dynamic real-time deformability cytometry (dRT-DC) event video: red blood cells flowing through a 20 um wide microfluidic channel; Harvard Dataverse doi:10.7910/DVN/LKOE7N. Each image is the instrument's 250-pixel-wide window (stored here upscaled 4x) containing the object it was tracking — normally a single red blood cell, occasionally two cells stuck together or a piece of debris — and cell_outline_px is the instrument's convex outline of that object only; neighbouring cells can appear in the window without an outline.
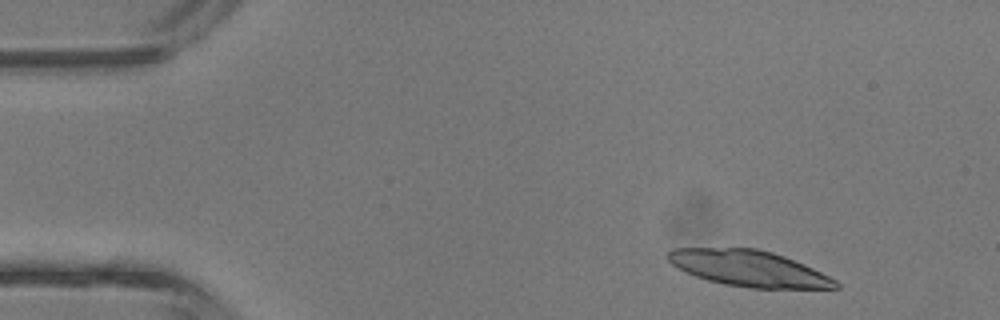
{"species": "common noctule bat (a hibernating species)", "species_latin": "Nyctalus noctula", "temperature_condition": "room temperature", "stored_images_in_passage": 40, "camera_frame_rate_fps": 3000, "um_per_image_px": 0.085, "animal": {"sex": "male", "body_mass_g": 13.3}, "frame": {"image": 1, "passage_image": 3, "time_ms": 0.667, "image_size_px": [1000, 320], "cell_outline_px": [[840, 288], [752, 288], [724, 284], [708, 280], [684, 272], [676, 268], [668, 260], [668, 252], [672, 248], [756, 248], [772, 252], [784, 256], [804, 264], [836, 280], [840, 284]], "centroid_in_image_um": [63.63, 22.81], "position_along_channel_um": 21.4, "area_um2": 35.03}}